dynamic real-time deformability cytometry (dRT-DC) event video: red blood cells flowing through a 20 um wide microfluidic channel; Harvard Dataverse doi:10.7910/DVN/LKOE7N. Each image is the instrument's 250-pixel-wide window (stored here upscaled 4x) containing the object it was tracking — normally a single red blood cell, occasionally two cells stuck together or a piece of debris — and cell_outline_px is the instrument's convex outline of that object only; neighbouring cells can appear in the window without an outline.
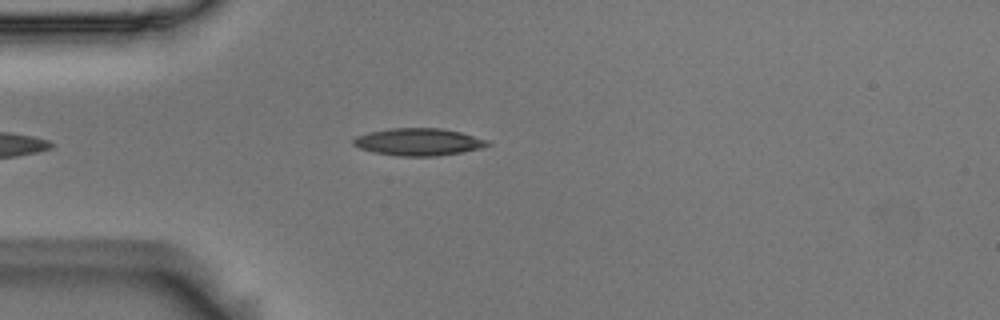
{"species": "Egyptian fruit bat (a non-hibernating species)", "species_latin": "Rousettus aegyptiacus", "temperature_condition": "room temperature", "stored_images_in_passage": 47, "camera_frame_rate_fps": 3000, "um_per_image_px": 0.085, "animal": {"sex": "male"}, "frame": {"image": 1, "passage_image": 7, "time_ms": 2.0, "image_size_px": [1000, 320], "cell_outline_px": [[492, 144], [480, 148], [460, 152], [436, 156], [396, 156], [372, 152], [360, 148], [352, 144], [352, 140], [356, 136], [388, 128], [440, 128], [460, 132], [488, 140]], "centroid_in_image_um": [35.55, 12.06], "position_along_channel_um": 49.5, "area_um2": 21.27}}
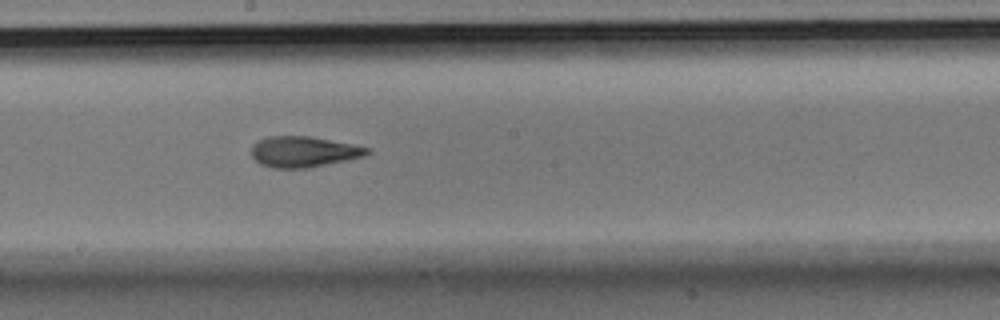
{"frame": {"image": 2, "passage_image": 22, "time_ms": 7.0, "image_size_px": [1000, 320], "cell_outline_px": [[372, 152], [364, 156], [308, 168], [272, 168], [260, 164], [252, 156], [252, 144], [268, 136], [308, 136], [352, 144], [372, 148]], "centroid_in_image_um": [25.81, 12.9], "position_along_channel_um": 222.4, "area_um2": 20.69}}
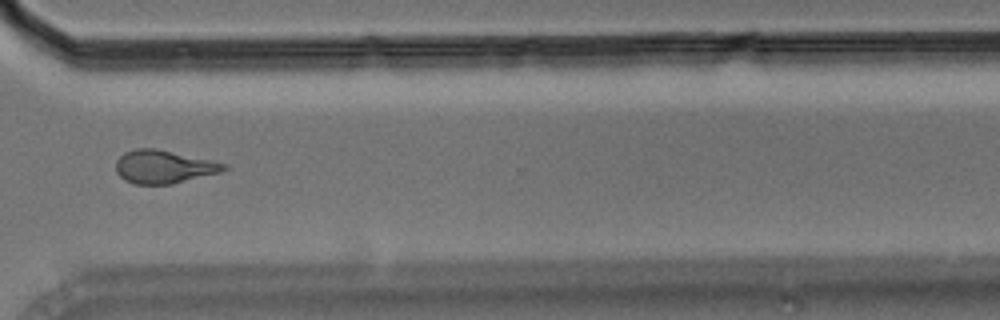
{"frame": {"image": 3, "passage_image": 33, "time_ms": 10.667, "image_size_px": [1000, 320], "cell_outline_px": [[228, 168], [220, 172], [172, 184], [132, 184], [124, 180], [116, 172], [116, 160], [124, 152], [136, 148], [156, 148], [228, 164]], "centroid_in_image_um": [13.89, 14.17], "position_along_channel_um": 356.7, "area_um2": 20.87}, "authors_computed_cell_mechanics": {"area_um2": 20.6346, "velocity_mm_per_s": 3.6672, "shape_relaxation_time_tau1_ms": 6.5556, "shape_relaxation_time_tau2_ms": 2.3204, "deformation_change_tau1": 0.2013, "deformation_change_tau2": 0.1123}}